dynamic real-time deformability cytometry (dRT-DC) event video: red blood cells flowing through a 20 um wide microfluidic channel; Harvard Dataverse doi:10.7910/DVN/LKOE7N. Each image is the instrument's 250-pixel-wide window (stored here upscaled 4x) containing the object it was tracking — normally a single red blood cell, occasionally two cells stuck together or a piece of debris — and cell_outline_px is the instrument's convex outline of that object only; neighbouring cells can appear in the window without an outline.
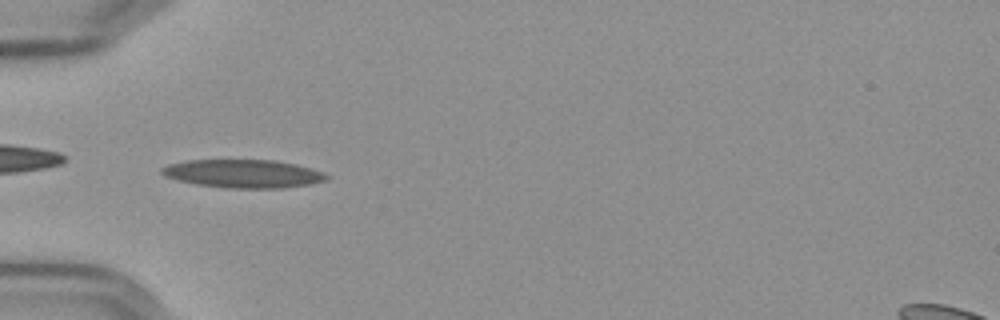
{"species": "Egyptian fruit bat (a non-hibernating species)", "species_latin": "Rousettus aegyptiacus", "temperature_condition": "cold", "stored_images_in_passage": 39, "camera_frame_rate_fps": 3000, "um_per_image_px": 0.085, "frame": {"image": 1, "passage_image": 1, "time_ms": 0.0, "image_size_px": [1000, 320], "cell_outline_px": [[332, 176], [328, 180], [312, 184], [284, 188], [224, 188], [196, 184], [176, 180], [164, 176], [160, 172], [160, 168], [168, 164], [188, 160], [272, 160], [296, 164], [324, 172]], "centroid_in_image_um": [20.7, 14.77], "position_along_channel_um": 64.3, "area_um2": 27.46}}
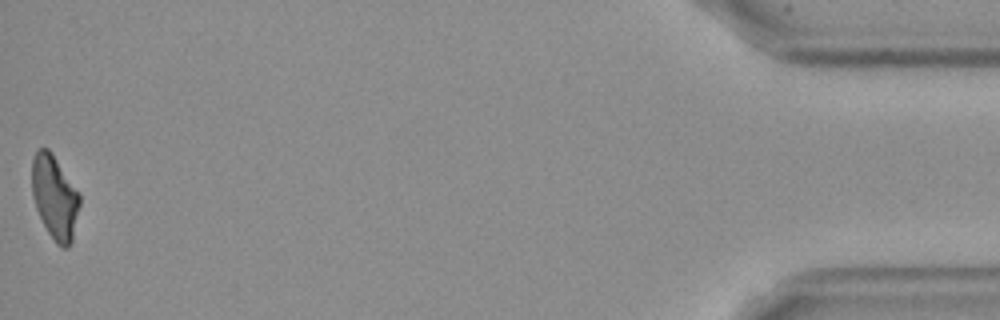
{"frame": {"image": 2, "passage_image": 39, "time_ms": 12.667, "image_size_px": [1000, 320], "cell_outline_px": [[80, 204], [72, 244], [68, 248], [60, 248], [56, 244], [48, 232], [36, 208], [32, 192], [32, 160], [36, 152], [40, 148], [48, 148], [52, 152], [80, 192]], "centroid_in_image_um": [4.68, 16.78], "position_along_channel_um": 430.5, "area_um2": 23.58}, "authors_computed_cell_mechanics": {"area_um2": 25.2008, "velocity_mm_per_s": 3.6063, "shape_relaxation_time_tau1_ms": null, "shape_relaxation_time_tau2_ms": 4.7059, "deformation_change_tau1": null, "deformation_change_tau2": 0.1435}}